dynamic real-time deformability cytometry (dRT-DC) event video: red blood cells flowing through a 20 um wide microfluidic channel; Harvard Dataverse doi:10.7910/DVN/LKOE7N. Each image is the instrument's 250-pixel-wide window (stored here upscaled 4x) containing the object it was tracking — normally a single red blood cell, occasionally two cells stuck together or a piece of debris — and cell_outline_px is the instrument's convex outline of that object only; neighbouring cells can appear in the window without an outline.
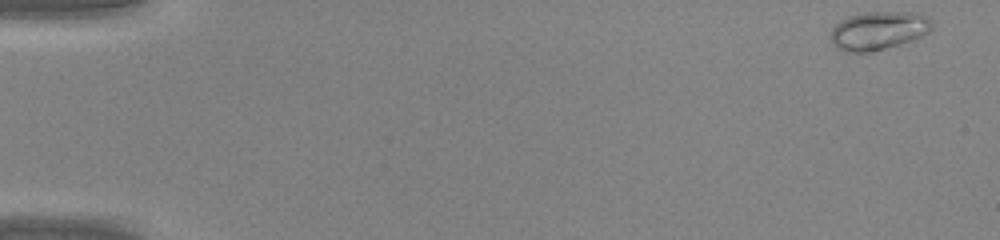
{"species": "common noctule bat (a hibernating species)", "species_latin": "Nyctalus noctula", "temperature_condition": "warm", "stored_images_in_passage": 45, "camera_frame_rate_fps": 3000, "um_per_image_px": 0.085, "animal": {"sex": "male", "body_mass_g": 20.0, "forearm_length_mm": 53.3}, "frame": {"image": 1, "passage_image": 1, "time_ms": 0.0, "image_size_px": [1000, 240], "cell_outline_px": [[932, 28], [928, 32], [912, 40], [900, 44], [872, 52], [844, 52], [836, 48], [832, 44], [828, 36], [832, 28], [840, 20], [848, 16], [868, 12], [920, 12], [928, 16], [932, 20]], "centroid_in_image_um": [74.64, 2.6], "position_along_channel_um": 10.4, "area_um2": 23.06}}
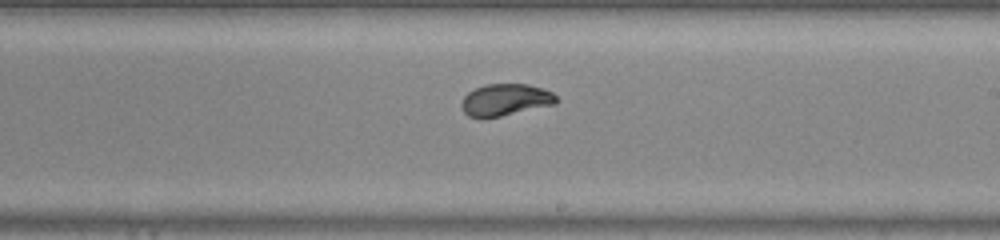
{"frame": {"image": 2, "passage_image": 27, "time_ms": 8.667, "image_size_px": [1000, 240], "cell_outline_px": [[556, 104], [500, 116], [480, 120], [468, 116], [464, 112], [460, 104], [464, 96], [468, 92], [476, 88], [488, 84], [528, 84], [552, 92], [556, 96]], "centroid_in_image_um": [42.91, 8.51], "position_along_channel_um": 246.1, "area_um2": 17.69}}
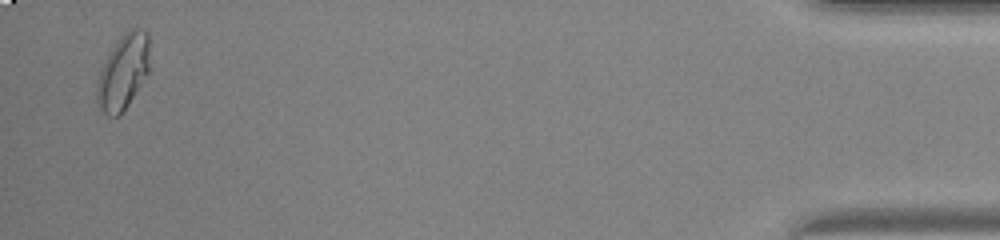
{"frame": {"image": 3, "passage_image": 44, "time_ms": 14.333, "image_size_px": [1000, 240], "cell_outline_px": [[148, 72], [128, 104], [120, 116], [108, 116], [100, 108], [96, 100], [96, 80], [116, 40], [124, 32], [132, 28], [144, 28], [148, 32]], "centroid_in_image_um": [10.45, 6.1], "position_along_channel_um": 424.7, "area_um2": 22.83}}